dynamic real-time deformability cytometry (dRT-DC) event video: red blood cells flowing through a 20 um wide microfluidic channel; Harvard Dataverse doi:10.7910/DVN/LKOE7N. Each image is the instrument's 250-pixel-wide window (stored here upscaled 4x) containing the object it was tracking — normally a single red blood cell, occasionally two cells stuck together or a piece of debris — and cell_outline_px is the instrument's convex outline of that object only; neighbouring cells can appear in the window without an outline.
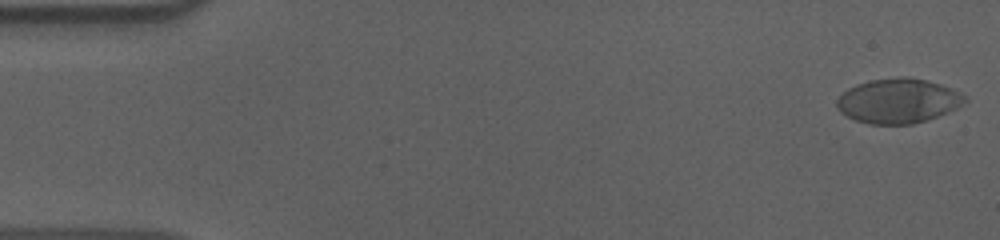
{"species": "human", "species_latin": "Homo sapiens", "temperature_condition": "cold", "stored_images_in_passage": 56, "camera_frame_rate_fps": 3000, "um_per_image_px": 0.085, "donor": {"sex": "male"}, "frame": {"image": 1, "passage_image": 1, "time_ms": 0.0, "image_size_px": [1000, 240], "cell_outline_px": [[968, 100], [956, 108], [936, 116], [912, 124], [872, 124], [856, 120], [840, 112], [836, 108], [836, 100], [848, 88], [856, 84], [872, 80], [904, 76], [908, 76], [940, 84], [964, 96]], "centroid_in_image_um": [76.29, 8.57], "position_along_channel_um": 8.7, "area_um2": 32.77}}
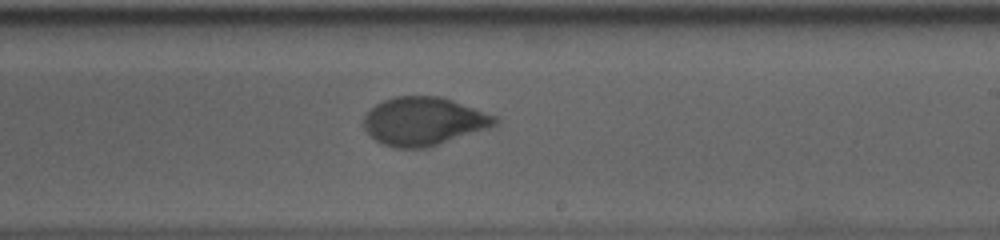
{"frame": {"image": 2, "passage_image": 33, "time_ms": 10.667, "image_size_px": [1000, 240], "cell_outline_px": [[500, 120], [496, 124], [488, 128], [424, 148], [396, 148], [384, 144], [376, 140], [364, 128], [364, 116], [376, 104], [384, 100], [396, 96], [440, 96], [500, 116]], "centroid_in_image_um": [36.05, 10.29], "position_along_channel_um": 253.0, "area_um2": 36.65}}
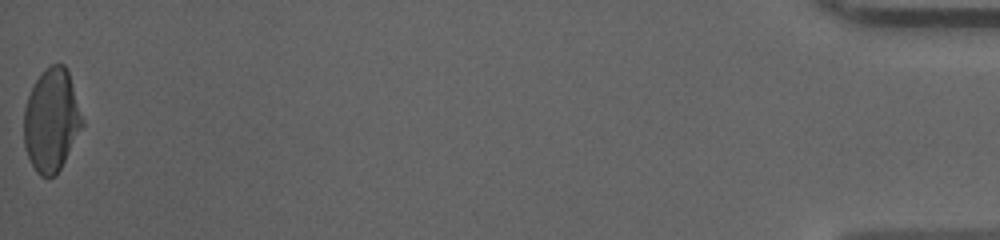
{"frame": {"image": 3, "passage_image": 56, "time_ms": 18.333, "image_size_px": [1000, 240], "cell_outline_px": [[84, 124], [56, 176], [48, 180], [40, 176], [36, 172], [28, 156], [24, 144], [24, 108], [28, 96], [36, 80], [44, 68], [52, 64], [64, 64], [68, 68], [84, 120]], "centroid_in_image_um": [4.38, 10.22], "position_along_channel_um": 430.8, "area_um2": 35.32}, "authors_computed_cell_mechanics": {"area_um2": 36.2984, "velocity_mm_per_s": 3.6189, "shape_relaxation_time_tau1_ms": 6.4603, "shape_relaxation_time_tau2_ms": 1.1022, "deformation_change_tau1": 0.2045, "deformation_change_tau2": 0.0504}}